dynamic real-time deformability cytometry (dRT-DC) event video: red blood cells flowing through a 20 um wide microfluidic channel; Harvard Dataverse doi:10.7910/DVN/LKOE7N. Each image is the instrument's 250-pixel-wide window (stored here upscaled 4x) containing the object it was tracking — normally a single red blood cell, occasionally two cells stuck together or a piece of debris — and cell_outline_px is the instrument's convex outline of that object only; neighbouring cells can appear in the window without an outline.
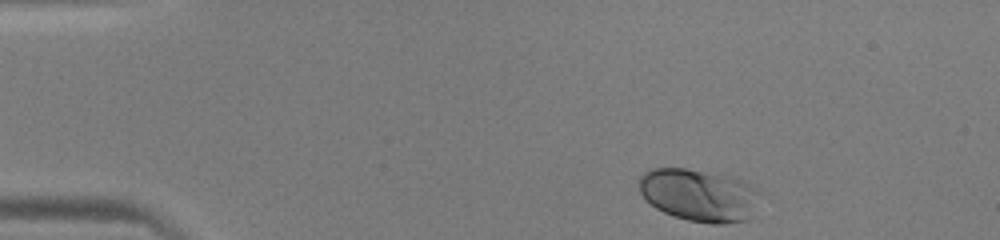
{"species": "human", "species_latin": "Homo sapiens", "temperature_condition": "warm", "stored_images_in_passage": 41, "camera_frame_rate_fps": 3000, "um_per_image_px": 0.085, "donor": {"sex": "male"}, "frame": {"image": 1, "passage_image": 1, "time_ms": 0.0, "image_size_px": [1000, 240], "cell_outline_px": [[760, 192], [748, 220], [724, 224], [712, 224], [688, 220], [664, 212], [656, 208], [640, 192], [640, 176], [644, 172], [652, 168], [684, 168], [724, 172], [740, 180]], "centroid_in_image_um": [59.41, 16.56], "position_along_channel_um": 25.6, "area_um2": 36.93}}
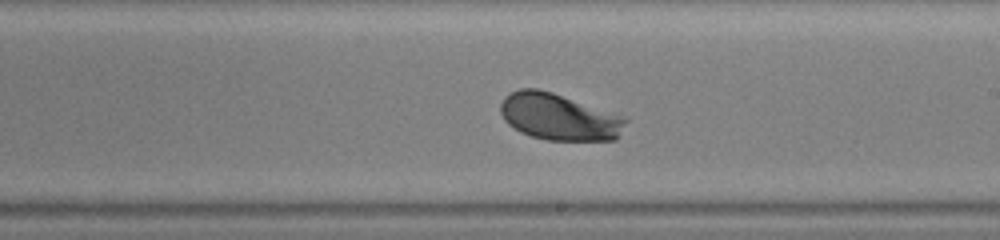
{"frame": {"image": 2, "passage_image": 22, "time_ms": 7.0, "image_size_px": [1000, 240], "cell_outline_px": [[628, 120], [616, 140], [548, 140], [532, 136], [520, 132], [508, 124], [504, 120], [500, 112], [500, 104], [504, 96], [508, 92], [520, 88], [536, 88], [552, 92], [620, 116]], "centroid_in_image_um": [47.44, 9.93], "position_along_channel_um": 241.6, "area_um2": 33.7}}
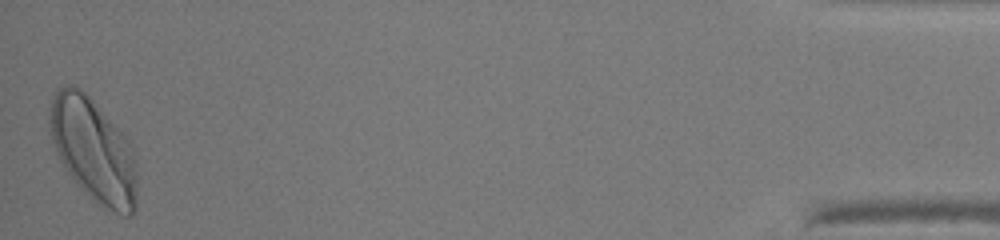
{"frame": {"image": 3, "passage_image": 41, "time_ms": 13.333, "image_size_px": [1000, 240], "cell_outline_px": [[136, 212], [132, 216], [120, 216], [96, 204], [88, 196], [68, 172], [60, 160], [52, 140], [48, 124], [48, 116], [52, 100], [56, 88], [68, 84], [72, 84], [84, 92], [92, 100], [128, 140], [132, 148], [136, 180]], "centroid_in_image_um": [7.93, 12.8], "position_along_channel_um": 427.3, "area_um2": 52.54}}